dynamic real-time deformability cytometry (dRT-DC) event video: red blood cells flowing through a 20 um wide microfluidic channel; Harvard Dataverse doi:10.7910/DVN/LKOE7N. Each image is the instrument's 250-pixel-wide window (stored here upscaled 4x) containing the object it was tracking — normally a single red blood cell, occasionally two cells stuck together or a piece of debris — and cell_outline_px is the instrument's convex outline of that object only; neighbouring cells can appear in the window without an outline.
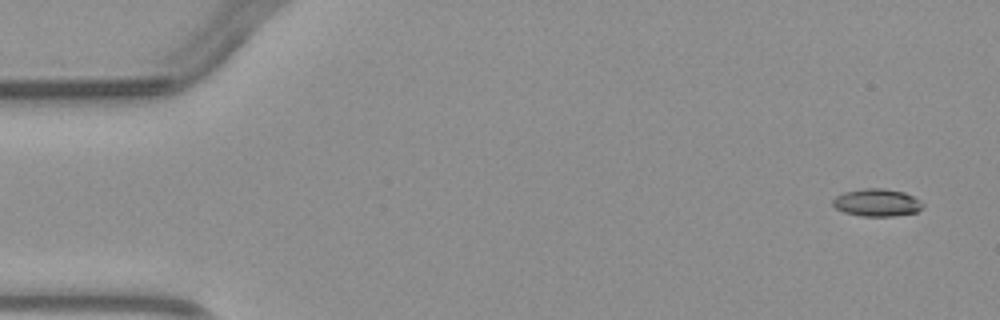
{"species": "common noctule bat (a hibernating species)", "species_latin": "Nyctalus noctula", "temperature_condition": "warm", "stored_images_in_passage": 3, "camera_frame_rate_fps": 3000, "um_per_image_px": 0.085, "animal": {"sex": "male", "body_mass_g": 23.1, "forearm_length_mm": 52.7}, "frame": {"image": 1, "passage_image": 1, "time_ms": 0.0, "image_size_px": [1000, 320], "cell_outline_px": [[924, 208], [916, 212], [892, 216], [864, 216], [844, 212], [836, 208], [832, 204], [832, 200], [836, 196], [844, 192], [864, 188], [884, 188], [904, 192], [920, 200], [924, 204]], "centroid_in_image_um": [74.55, 17.21], "position_along_channel_um": 10.4, "area_um2": 14.45}}
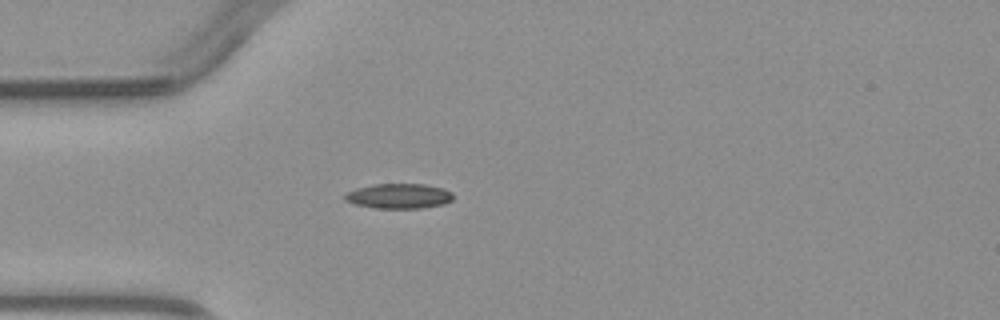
{"frame": {"image": 2, "passage_image": 3, "time_ms": 3.667, "image_size_px": [1000, 320], "cell_outline_px": [[452, 200], [444, 204], [420, 208], [376, 208], [356, 204], [344, 200], [344, 196], [348, 192], [356, 188], [372, 184], [424, 184], [444, 188], [452, 192]], "centroid_in_image_um": [33.91, 16.66], "position_along_channel_um": 51.1, "area_um2": 15.72}}